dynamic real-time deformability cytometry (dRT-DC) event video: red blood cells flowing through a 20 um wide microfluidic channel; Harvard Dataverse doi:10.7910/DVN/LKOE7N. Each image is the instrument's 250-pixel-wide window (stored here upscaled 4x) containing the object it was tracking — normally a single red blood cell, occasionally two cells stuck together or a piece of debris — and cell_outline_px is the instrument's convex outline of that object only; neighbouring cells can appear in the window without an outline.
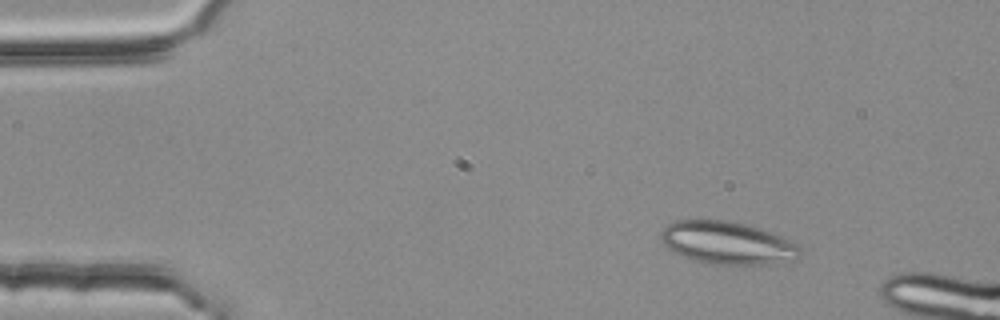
{"species": "common noctule bat (a hibernating species)", "species_latin": "Nyctalus noctula", "temperature_condition": "room temperature", "stored_images_in_passage": 3, "camera_frame_rate_fps": 3000, "um_per_image_px": 0.085, "animal": {"sex": "female", "body_mass_g": 25.1}, "frame": {"image": 1, "passage_image": 1, "time_ms": 0.0, "image_size_px": [1000, 320], "cell_outline_px": [[800, 256], [792, 260], [760, 264], [716, 264], [696, 260], [684, 256], [668, 248], [660, 240], [660, 232], [668, 224], [676, 220], [724, 220], [748, 224], [760, 228], [800, 248]], "centroid_in_image_um": [61.74, 20.63], "position_along_channel_um": 23.3, "area_um2": 33.7}}